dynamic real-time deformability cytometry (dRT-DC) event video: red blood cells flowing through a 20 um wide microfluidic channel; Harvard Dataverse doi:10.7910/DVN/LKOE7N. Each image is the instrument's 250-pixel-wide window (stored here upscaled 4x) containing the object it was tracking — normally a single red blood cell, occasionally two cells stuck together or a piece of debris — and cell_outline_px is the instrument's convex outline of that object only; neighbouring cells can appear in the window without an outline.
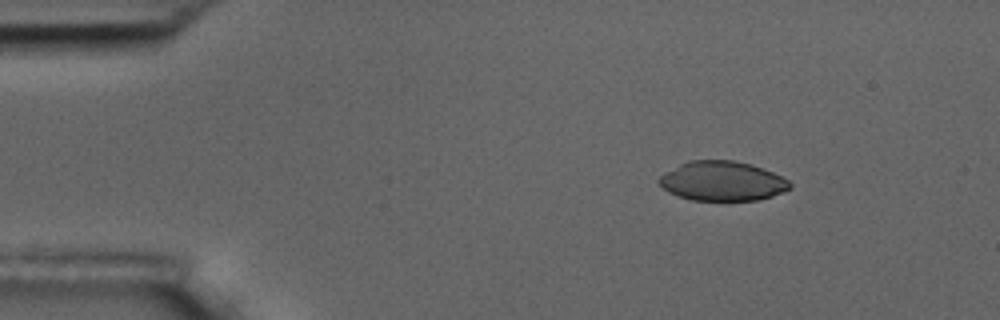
{"species": "common noctule bat (a hibernating species)", "species_latin": "Nyctalus noctula", "temperature_condition": "room temperature", "stored_images_in_passage": 3, "camera_frame_rate_fps": 3000, "um_per_image_px": 0.085, "animal": {"sex": "male", "body_mass_g": 17.5, "forearm_length_mm": 52.3}, "frame": {"image": 1, "passage_image": 1, "time_ms": 0.0, "image_size_px": [1000, 320], "cell_outline_px": [[792, 188], [784, 192], [772, 196], [756, 200], [692, 200], [676, 196], [668, 192], [656, 180], [664, 172], [688, 160], [732, 160], [752, 164], [772, 172], [788, 180], [792, 184]], "centroid_in_image_um": [61.38, 15.39], "position_along_channel_um": 23.6, "area_um2": 30.29}}